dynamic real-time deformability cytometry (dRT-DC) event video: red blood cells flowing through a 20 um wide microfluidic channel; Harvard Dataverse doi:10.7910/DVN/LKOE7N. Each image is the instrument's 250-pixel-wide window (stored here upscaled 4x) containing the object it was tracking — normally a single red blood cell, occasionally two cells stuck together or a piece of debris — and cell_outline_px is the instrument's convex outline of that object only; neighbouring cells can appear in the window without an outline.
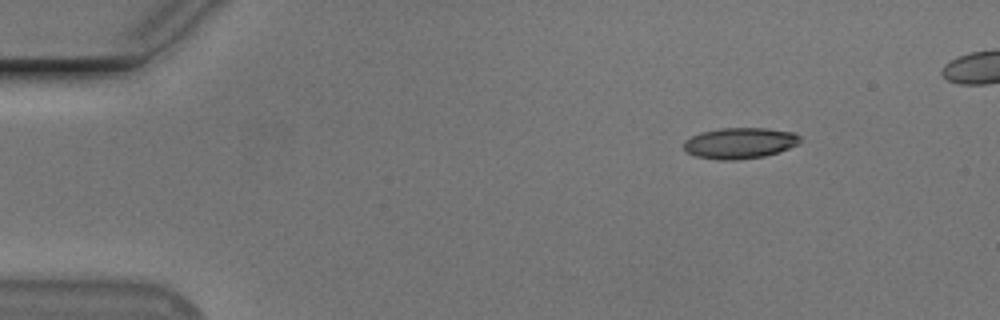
{"species": "Egyptian fruit bat (a non-hibernating species)", "species_latin": "Rousettus aegyptiacus", "temperature_condition": "cold", "stored_images_in_passage": 46, "camera_frame_rate_fps": 3000, "um_per_image_px": 0.085, "animal": {"sex": "male"}, "frame": {"image": 1, "passage_image": 1, "time_ms": 0.0, "image_size_px": [1000, 320], "cell_outline_px": [[800, 140], [796, 144], [788, 148], [764, 156], [736, 160], [716, 160], [696, 156], [688, 152], [684, 148], [684, 140], [700, 132], [720, 128], [768, 128], [792, 132], [800, 136]], "centroid_in_image_um": [62.84, 12.16], "position_along_channel_um": 22.2, "area_um2": 20.87}}
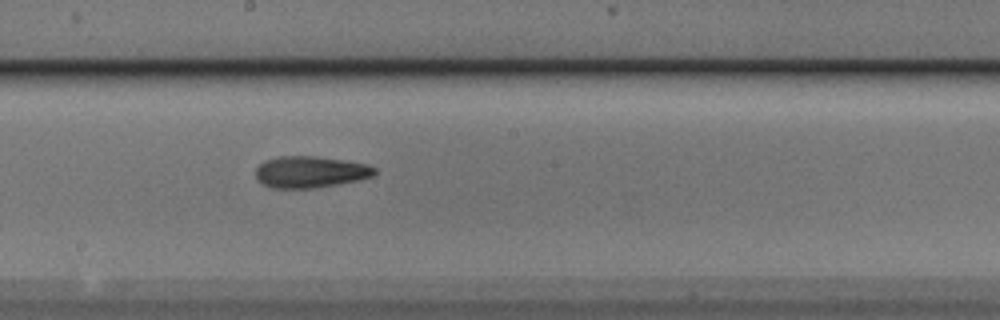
{"frame": {"image": 2, "passage_image": 24, "time_ms": 7.667, "image_size_px": [1000, 320], "cell_outline_px": [[376, 172], [372, 176], [356, 180], [336, 184], [312, 188], [272, 188], [256, 180], [256, 168], [264, 160], [276, 156], [316, 156], [368, 164], [376, 168]], "centroid_in_image_um": [26.33, 14.6], "position_along_channel_um": 221.9, "area_um2": 21.79}}
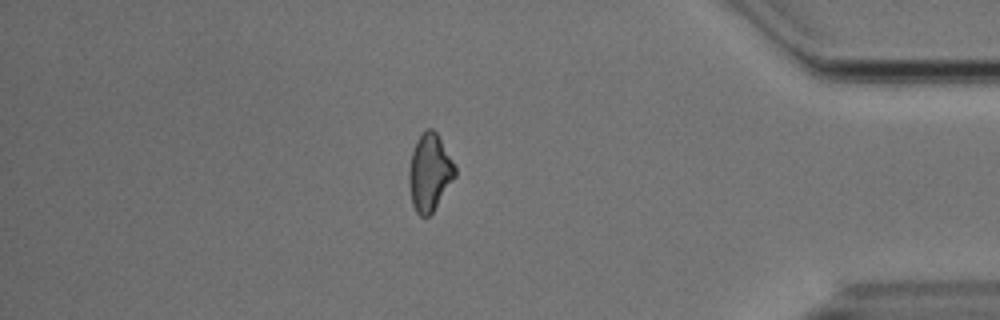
{"frame": {"image": 3, "passage_image": 41, "time_ms": 13.333, "image_size_px": [1000, 320], "cell_outline_px": [[456, 176], [432, 212], [428, 216], [420, 216], [416, 212], [412, 204], [408, 180], [408, 172], [412, 152], [416, 140], [424, 128], [432, 128], [436, 132], [452, 160], [456, 168]], "centroid_in_image_um": [36.5, 14.64], "position_along_channel_um": 398.7, "area_um2": 20.63}}